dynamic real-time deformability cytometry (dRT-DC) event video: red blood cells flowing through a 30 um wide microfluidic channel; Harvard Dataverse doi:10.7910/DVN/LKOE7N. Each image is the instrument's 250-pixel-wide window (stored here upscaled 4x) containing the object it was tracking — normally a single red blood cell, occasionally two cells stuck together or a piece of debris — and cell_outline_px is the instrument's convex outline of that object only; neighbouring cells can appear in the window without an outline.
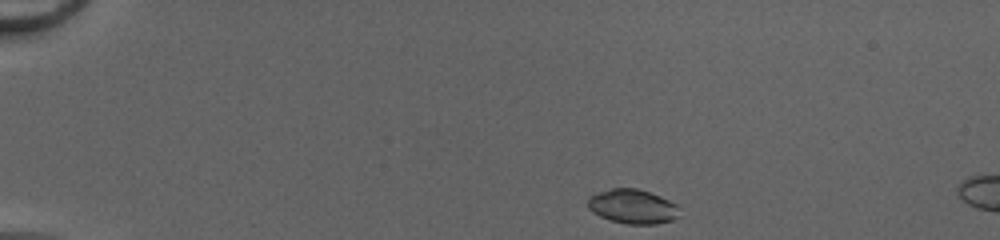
{"species": "common noctule bat (a hibernating species)", "species_latin": "Nyctalus noctula", "temperature_condition": "cold", "stored_images_in_passage": 42, "camera_frame_rate_fps": 3000, "um_per_image_px": 0.085, "animal": {"sex": "female", "body_mass_g": 20.0, "forearm_length_mm": 54.0}, "frame": {"image": 1, "passage_image": 1, "time_ms": 0.0, "image_size_px": [1000, 240], "cell_outline_px": [[680, 216], [672, 220], [656, 224], [628, 224], [608, 220], [592, 212], [588, 208], [588, 196], [612, 188], [636, 188], [660, 196], [676, 204], [680, 208]], "centroid_in_image_um": [53.78, 17.56], "position_along_channel_um": 31.2, "area_um2": 18.44}}
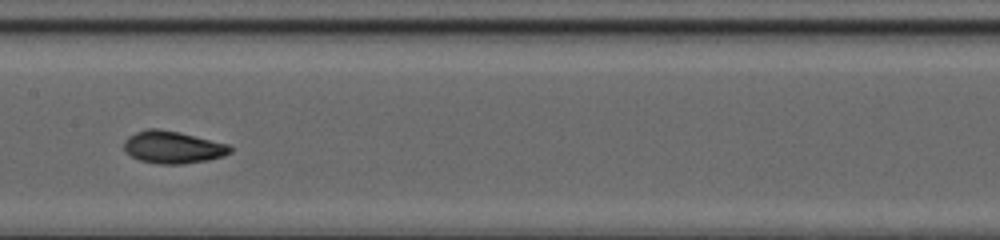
{"frame": {"image": 2, "passage_image": 19, "time_ms": 6.0, "image_size_px": [1000, 240], "cell_outline_px": [[232, 152], [224, 156], [208, 160], [184, 164], [160, 164], [140, 160], [132, 156], [124, 148], [124, 140], [128, 136], [136, 132], [148, 128], [156, 128], [180, 132], [228, 144], [232, 148]], "centroid_in_image_um": [14.71, 12.51], "position_along_channel_um": 192.7, "area_um2": 20.0}}
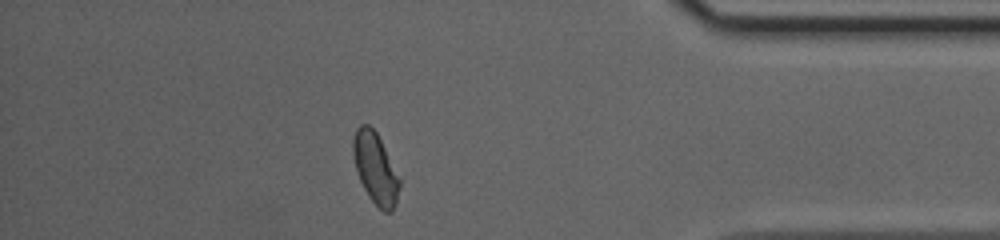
{"frame": {"image": 3, "passage_image": 36, "time_ms": 11.667, "image_size_px": [1000, 240], "cell_outline_px": [[400, 188], [396, 204], [392, 212], [384, 212], [368, 196], [360, 180], [356, 168], [352, 152], [352, 136], [356, 128], [360, 124], [368, 124], [376, 132], [400, 180]], "centroid_in_image_um": [31.89, 14.3], "position_along_channel_um": 403.3, "area_um2": 18.96}, "authors_computed_cell_mechanics": {"area_um2": 19.3919, "velocity_mm_per_s": 4.1871, "shape_relaxation_time_tau1_ms": 3.057, "shape_relaxation_time_tau2_ms": 1.7616, "deformation_change_tau1": 0.1297, "deformation_change_tau2": 0.0731}}